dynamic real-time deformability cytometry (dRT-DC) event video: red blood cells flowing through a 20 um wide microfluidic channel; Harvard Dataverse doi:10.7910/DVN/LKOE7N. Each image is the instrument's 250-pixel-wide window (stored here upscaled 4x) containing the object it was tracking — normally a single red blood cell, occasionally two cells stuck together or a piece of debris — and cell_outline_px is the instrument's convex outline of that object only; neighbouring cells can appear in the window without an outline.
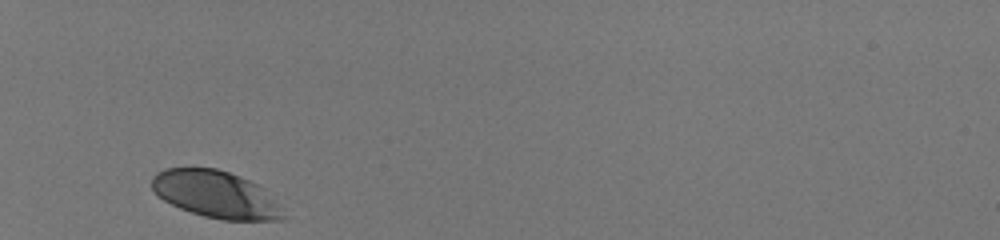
{"species": "human", "species_latin": "Homo sapiens", "temperature_condition": "room temperature", "stored_images_in_passage": 29, "camera_frame_rate_fps": 3000, "um_per_image_px": 0.085, "donor": {"sex": "male"}, "frame": {"image": 1, "passage_image": 1, "time_ms": 0.0, "image_size_px": [1000, 240], "cell_outline_px": [[284, 220], [224, 220], [204, 216], [180, 208], [164, 200], [152, 188], [152, 176], [156, 172], [164, 168], [216, 168], [240, 176], [264, 188], [280, 204], [284, 216]], "centroid_in_image_um": [18.36, 16.52], "position_along_channel_um": 66.6, "area_um2": 35.95}}
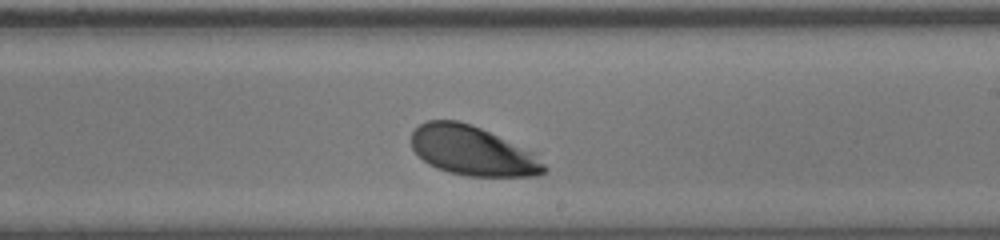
{"frame": {"image": 2, "passage_image": 17, "time_ms": 5.333, "image_size_px": [1000, 240], "cell_outline_px": [[548, 168], [544, 172], [536, 176], [468, 176], [448, 172], [436, 168], [428, 164], [412, 148], [412, 132], [420, 124], [428, 120], [456, 120], [472, 124], [532, 152]], "centroid_in_image_um": [40.14, 12.82], "position_along_channel_um": 248.9, "area_um2": 37.8}}
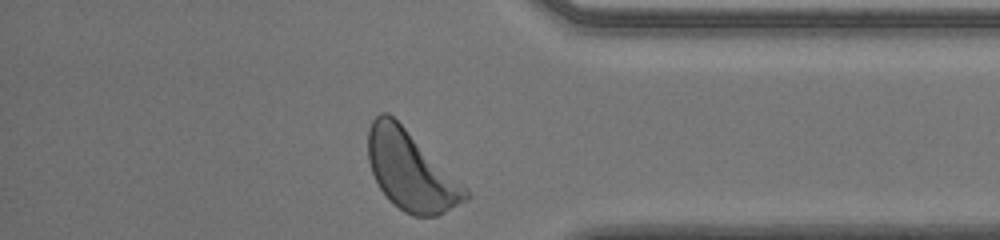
{"frame": {"image": 3, "passage_image": 29, "time_ms": 9.333, "image_size_px": [1000, 240], "cell_outline_px": [[472, 196], [468, 200], [436, 216], [412, 216], [404, 212], [380, 188], [372, 172], [368, 160], [368, 128], [372, 120], [380, 112], [388, 112], [468, 188]], "centroid_in_image_um": [34.94, 14.51], "position_along_channel_um": 400.3, "area_um2": 44.51}, "authors_computed_cell_mechanics": {"area_um2": 39.0728, "velocity_mm_per_s": 3.9072, "shape_relaxation_time_tau1_ms": 1.0793, "shape_relaxation_time_tau2_ms": 3.617, "deformation_change_tau1": 0.0966, "deformation_change_tau2": 0.0998}}